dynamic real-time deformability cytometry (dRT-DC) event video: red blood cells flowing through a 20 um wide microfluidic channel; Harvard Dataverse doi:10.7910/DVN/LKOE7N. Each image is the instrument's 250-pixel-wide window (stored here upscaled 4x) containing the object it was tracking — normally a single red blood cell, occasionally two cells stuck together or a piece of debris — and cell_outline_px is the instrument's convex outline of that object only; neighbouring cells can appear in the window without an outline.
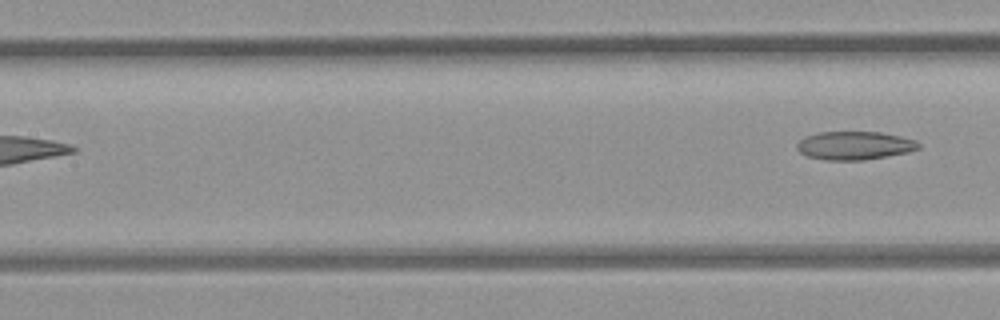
{"species": "common noctule bat (a hibernating species)", "species_latin": "Nyctalus noctula", "temperature_condition": "room temperature", "stored_images_in_passage": 7, "segment_of_instrument_passage": [2, 2], "camera_frame_rate_fps": 3000, "um_per_image_px": 0.085, "animal": {"sex": "female", "body_mass_g": 21.9}, "frame": {"image": 1, "passage_image": 7, "time_ms": 2.0, "image_size_px": [1000, 320], "cell_outline_px": [[920, 148], [908, 152], [888, 156], [864, 160], [824, 160], [808, 156], [800, 152], [796, 148], [796, 144], [804, 136], [820, 132], [880, 132], [900, 136], [916, 140], [920, 144]], "centroid_in_image_um": [72.63, 12.37], "position_along_channel_um": 134.8, "area_um2": 20.17}}